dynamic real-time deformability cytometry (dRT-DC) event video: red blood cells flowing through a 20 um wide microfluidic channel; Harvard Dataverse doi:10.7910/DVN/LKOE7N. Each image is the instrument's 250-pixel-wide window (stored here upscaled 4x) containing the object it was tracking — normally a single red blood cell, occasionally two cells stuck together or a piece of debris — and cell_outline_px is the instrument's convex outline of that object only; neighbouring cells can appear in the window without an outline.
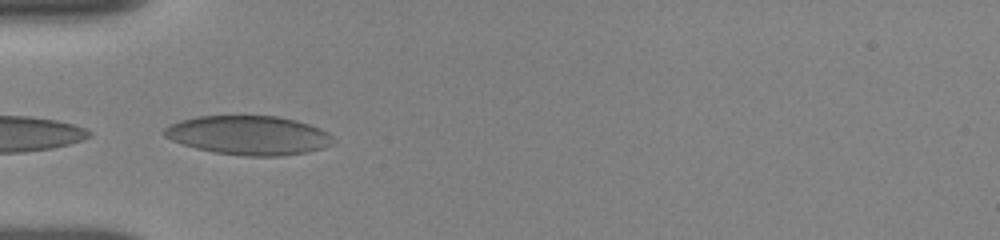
{"species": "human", "species_latin": "Homo sapiens", "temperature_condition": "room temperature", "stored_images_in_passage": 7, "camera_frame_rate_fps": 3000, "um_per_image_px": 0.085, "donor": {"sex": "female"}, "frame": {"image": 1, "passage_image": 5, "time_ms": 3.333, "image_size_px": [1000, 240], "cell_outline_px": [[336, 144], [324, 148], [308, 152], [280, 156], [244, 156], [216, 152], [196, 148], [172, 140], [164, 136], [164, 128], [168, 124], [180, 120], [196, 116], [276, 116], [296, 120], [320, 128], [328, 132], [336, 140]], "centroid_in_image_um": [21.18, 11.5], "position_along_channel_um": 63.8, "area_um2": 38.67}}
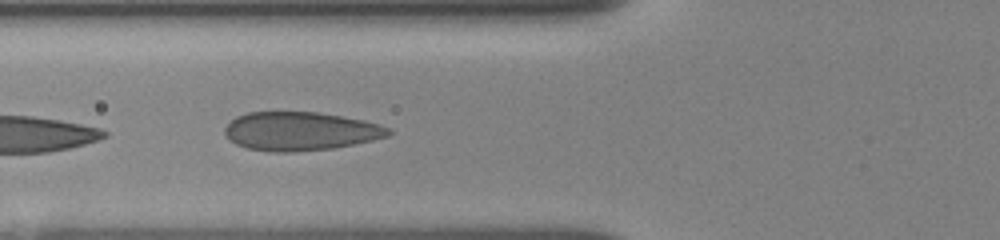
{"frame": {"image": 2, "passage_image": 6, "time_ms": 4.333, "image_size_px": [1000, 240], "cell_outline_px": [[392, 132], [388, 136], [372, 140], [332, 148], [292, 152], [272, 152], [248, 148], [236, 144], [228, 140], [224, 132], [224, 128], [236, 116], [248, 112], [316, 112], [364, 120], [380, 124], [388, 128]], "centroid_in_image_um": [25.5, 11.15], "position_along_channel_um": 100.3, "area_um2": 36.7}}
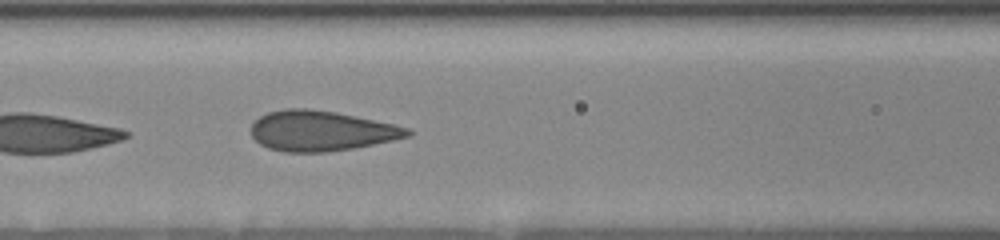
{"frame": {"image": 3, "passage_image": 7, "time_ms": 5.333, "image_size_px": [1000, 240], "cell_outline_px": [[412, 136], [352, 148], [328, 152], [284, 152], [268, 148], [260, 144], [252, 136], [252, 124], [260, 116], [268, 112], [284, 108], [312, 108], [336, 112], [392, 124], [408, 128], [412, 132]], "centroid_in_image_um": [27.27, 11.12], "position_along_channel_um": 139.3, "area_um2": 36.53}}